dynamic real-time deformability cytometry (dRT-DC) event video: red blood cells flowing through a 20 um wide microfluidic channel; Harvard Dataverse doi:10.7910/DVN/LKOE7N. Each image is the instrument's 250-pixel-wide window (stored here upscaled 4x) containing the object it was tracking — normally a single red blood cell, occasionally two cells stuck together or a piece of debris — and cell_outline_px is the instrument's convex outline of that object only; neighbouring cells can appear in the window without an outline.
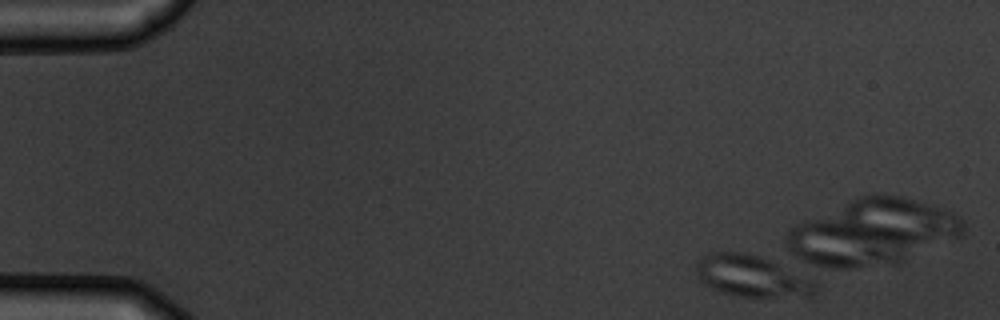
{"species": "common noctule bat (a hibernating species)", "species_latin": "Nyctalus noctula", "temperature_condition": "warm", "stored_images_in_passage": 5, "camera_frame_rate_fps": 3000, "um_per_image_px": 0.085, "animal": {"sex": "male", "body_mass_g": 19.5, "forearm_length_mm": 54.6}, "frame": {"image": 1, "passage_image": 1, "time_ms": 0.0, "image_size_px": [1000, 320], "cell_outline_px": [[816, 288], [812, 296], [740, 296], [724, 292], [712, 288], [704, 284], [700, 280], [696, 272], [696, 264], [700, 256], [712, 252], [744, 252], [768, 260], [812, 280], [816, 284]], "centroid_in_image_um": [63.82, 23.46], "position_along_channel_um": 21.2, "area_um2": 28.03}}